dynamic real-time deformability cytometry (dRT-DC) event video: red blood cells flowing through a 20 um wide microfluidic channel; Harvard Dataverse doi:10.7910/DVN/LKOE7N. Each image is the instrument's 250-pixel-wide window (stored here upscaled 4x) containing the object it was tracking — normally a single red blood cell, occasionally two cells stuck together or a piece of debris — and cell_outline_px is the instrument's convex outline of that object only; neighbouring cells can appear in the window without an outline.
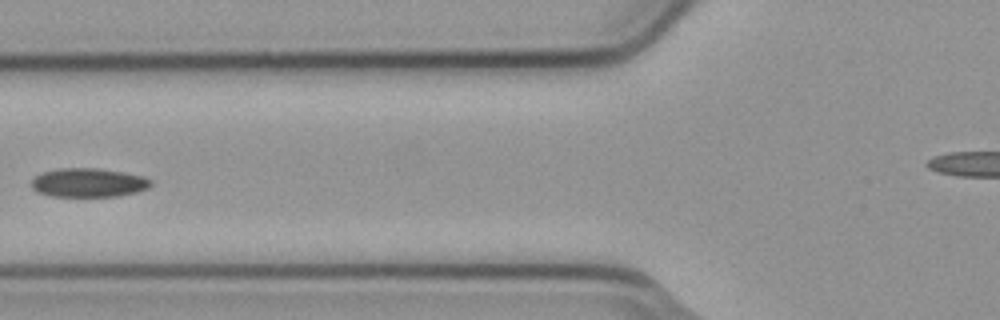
{"species": "common noctule bat (a hibernating species)", "species_latin": "Nyctalus noctula", "temperature_condition": "cold", "stored_images_in_passage": 6, "camera_frame_rate_fps": 3000, "um_per_image_px": 0.085, "animal": {"sex": "male", "body_mass_g": 23.1, "forearm_length_mm": 52.7}, "frame": {"image": 1, "passage_image": 5, "time_ms": 1.333, "image_size_px": [1000, 320], "cell_outline_px": [[152, 184], [148, 188], [136, 192], [116, 196], [52, 196], [36, 192], [32, 188], [32, 180], [36, 176], [44, 172], [60, 168], [96, 168], [124, 172], [144, 176], [152, 180]], "centroid_in_image_um": [7.54, 15.52], "position_along_channel_um": 118.3, "area_um2": 20.06}}
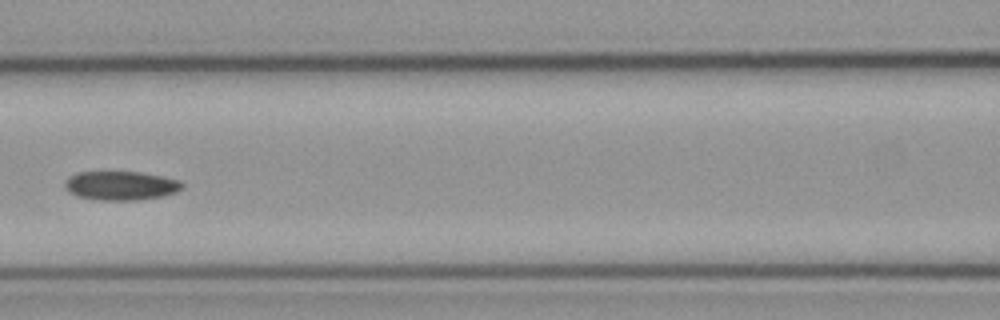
{"frame": {"image": 2, "passage_image": 6, "time_ms": 1.667, "image_size_px": [1000, 320], "cell_outline_px": [[184, 184], [176, 192], [164, 196], [140, 200], [96, 200], [76, 196], [68, 192], [64, 188], [64, 180], [68, 176], [80, 172], [140, 172], [180, 180]], "centroid_in_image_um": [10.22, 15.79], "position_along_channel_um": 156.4, "area_um2": 20.0}}